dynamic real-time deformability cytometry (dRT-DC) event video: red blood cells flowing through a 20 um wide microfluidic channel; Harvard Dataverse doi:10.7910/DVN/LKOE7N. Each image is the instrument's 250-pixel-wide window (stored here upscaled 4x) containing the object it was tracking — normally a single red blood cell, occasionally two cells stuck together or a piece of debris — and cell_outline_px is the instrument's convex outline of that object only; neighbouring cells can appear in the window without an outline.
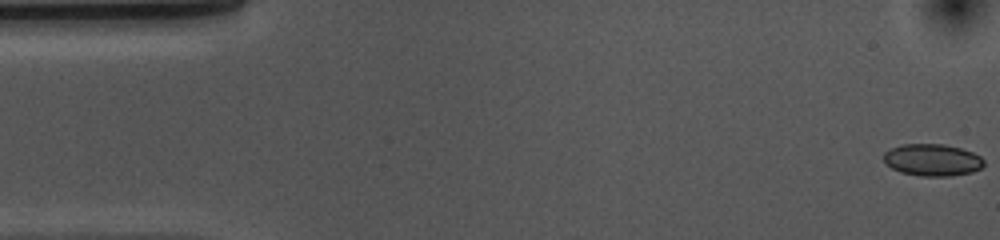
{"species": "common noctule bat (a hibernating species)", "species_latin": "Nyctalus noctula", "temperature_condition": "cold", "stored_images_in_passage": 54, "camera_frame_rate_fps": 3000, "um_per_image_px": 0.085, "animal": {"sex": "female", "body_mass_g": 10.0, "forearm_length_mm": 53.1}, "frame": {"image": 1, "passage_image": 1, "time_ms": 0.0, "image_size_px": [1000, 240], "cell_outline_px": [[984, 164], [980, 168], [972, 172], [948, 176], [920, 176], [900, 172], [892, 168], [884, 160], [884, 152], [892, 148], [904, 144], [944, 144], [960, 148], [972, 152], [980, 156], [984, 160]], "centroid_in_image_um": [79.26, 13.59], "position_along_channel_um": 5.7, "area_um2": 18.55}}
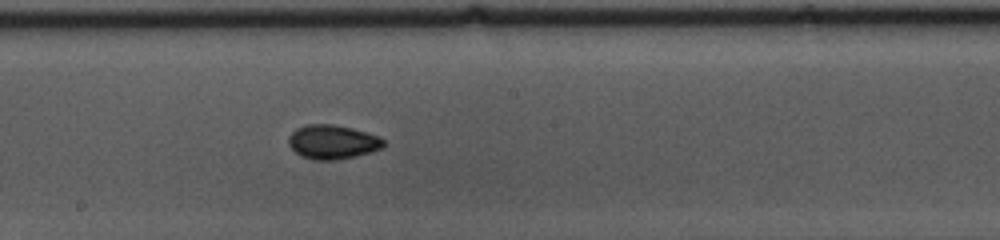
{"frame": {"image": 2, "passage_image": 28, "time_ms": 9.0, "image_size_px": [1000, 240], "cell_outline_px": [[384, 148], [356, 156], [336, 160], [312, 160], [300, 156], [288, 144], [288, 136], [296, 128], [308, 124], [332, 124], [352, 128], [380, 136], [384, 140]], "centroid_in_image_um": [28.26, 12.07], "position_along_channel_um": 219.9, "area_um2": 19.07}}
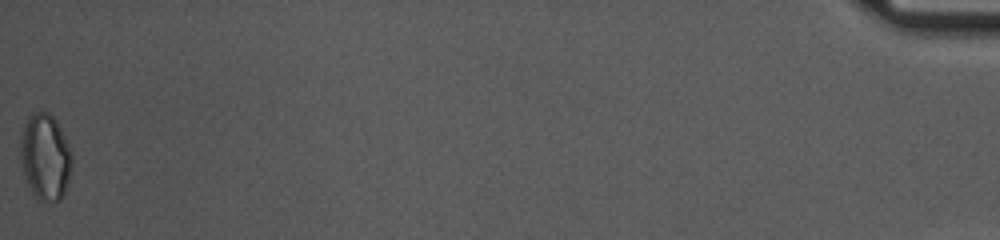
{"frame": {"image": 3, "passage_image": 54, "time_ms": 17.667, "image_size_px": [1000, 240], "cell_outline_px": [[72, 168], [64, 196], [60, 200], [36, 200], [28, 184], [24, 172], [20, 156], [20, 144], [24, 128], [28, 116], [32, 112], [48, 112], [56, 120], [72, 152]], "centroid_in_image_um": [3.87, 13.35], "position_along_channel_um": 431.3, "area_um2": 25.78}, "authors_computed_cell_mechanics": {"area_um2": 18.5827, "velocity_mm_per_s": 3.6698, "shape_relaxation_time_tau1_ms": null, "shape_relaxation_time_tau2_ms": 6.4274, "deformation_change_tau1": null, "deformation_change_tau2": 0.0866}}